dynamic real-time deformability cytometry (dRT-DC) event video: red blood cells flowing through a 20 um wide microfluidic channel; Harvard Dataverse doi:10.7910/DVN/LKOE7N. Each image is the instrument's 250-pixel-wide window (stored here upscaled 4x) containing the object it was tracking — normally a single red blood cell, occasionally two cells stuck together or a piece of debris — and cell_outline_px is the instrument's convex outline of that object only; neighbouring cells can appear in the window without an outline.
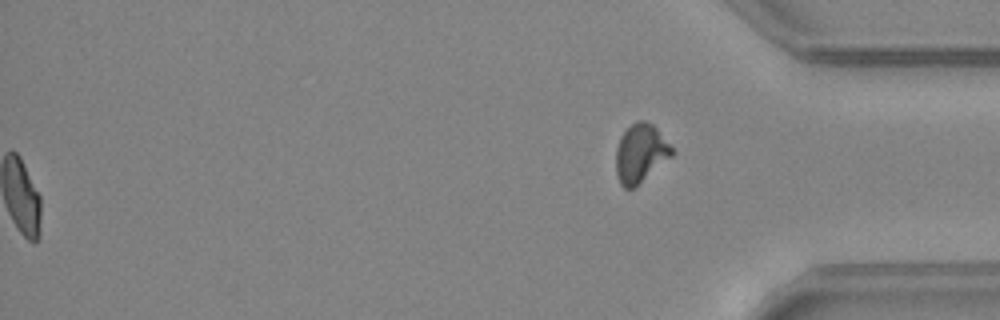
{"species": "common noctule bat (a hibernating species)", "species_latin": "Nyctalus noctula", "temperature_condition": "warm", "stored_images_in_passage": 40, "segment_of_instrument_passage": [2, 2], "camera_frame_rate_fps": 3000, "um_per_image_px": 0.085, "animal": {"sex": "female", "body_mass_g": 24.6, "forearm_length_mm": 56.2}, "frame": {"image": 1, "passage_image": 40, "time_ms": 13.0, "image_size_px": [1000, 320], "cell_outline_px": [[676, 152], [672, 156], [632, 188], [624, 188], [620, 184], [616, 172], [616, 148], [620, 136], [636, 120], [644, 120], [652, 124], [656, 128]], "centroid_in_image_um": [54.44, 13.01], "position_along_channel_um": 380.8, "area_um2": 18.79}}